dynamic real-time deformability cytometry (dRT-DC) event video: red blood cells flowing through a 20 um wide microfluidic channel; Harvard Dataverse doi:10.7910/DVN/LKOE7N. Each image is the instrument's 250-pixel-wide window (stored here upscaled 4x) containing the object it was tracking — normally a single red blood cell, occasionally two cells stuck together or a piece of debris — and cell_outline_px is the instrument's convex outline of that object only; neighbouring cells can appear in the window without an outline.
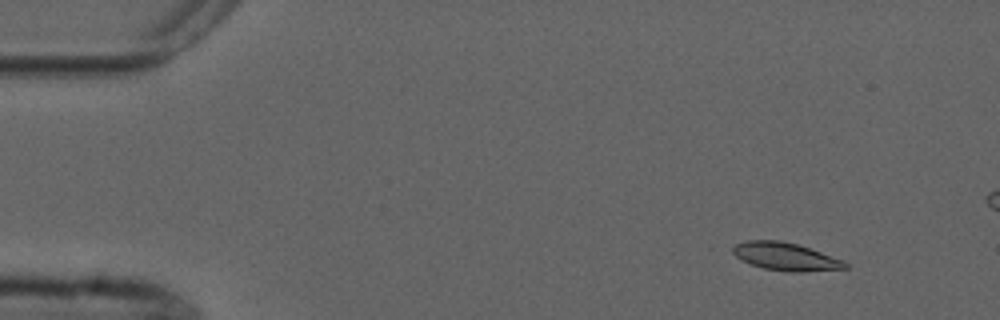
{"species": "common noctule bat (a hibernating species)", "species_latin": "Nyctalus noctula", "temperature_condition": "cold", "stored_images_in_passage": 4, "camera_frame_rate_fps": 3000, "um_per_image_px": 0.085, "animal": {"sex": "male", "forearm_length_mm": 52.5}, "frame": {"image": 1, "passage_image": 1, "time_ms": 0.0, "image_size_px": [1000, 320], "cell_outline_px": [[848, 268], [800, 272], [788, 272], [764, 268], [752, 264], [736, 256], [732, 252], [732, 248], [736, 244], [748, 240], [780, 240], [796, 244], [844, 260], [848, 264]], "centroid_in_image_um": [66.79, 21.81], "position_along_channel_um": 18.2, "area_um2": 17.98}}